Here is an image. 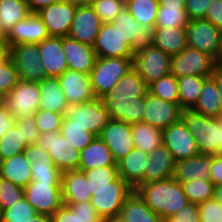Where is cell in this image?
<instances>
[{
    "mask_svg": "<svg viewBox=\"0 0 222 222\" xmlns=\"http://www.w3.org/2000/svg\"><path fill=\"white\" fill-rule=\"evenodd\" d=\"M148 84L134 69L122 76L102 98L111 119L134 124L143 121Z\"/></svg>",
    "mask_w": 222,
    "mask_h": 222,
    "instance_id": "cell-1",
    "label": "cell"
},
{
    "mask_svg": "<svg viewBox=\"0 0 222 222\" xmlns=\"http://www.w3.org/2000/svg\"><path fill=\"white\" fill-rule=\"evenodd\" d=\"M134 190L147 207L163 219L170 218L189 203L181 183L173 177L140 184Z\"/></svg>",
    "mask_w": 222,
    "mask_h": 222,
    "instance_id": "cell-2",
    "label": "cell"
},
{
    "mask_svg": "<svg viewBox=\"0 0 222 222\" xmlns=\"http://www.w3.org/2000/svg\"><path fill=\"white\" fill-rule=\"evenodd\" d=\"M182 120L195 137L200 153L222 154V121L192 109L182 111Z\"/></svg>",
    "mask_w": 222,
    "mask_h": 222,
    "instance_id": "cell-3",
    "label": "cell"
},
{
    "mask_svg": "<svg viewBox=\"0 0 222 222\" xmlns=\"http://www.w3.org/2000/svg\"><path fill=\"white\" fill-rule=\"evenodd\" d=\"M132 68L133 58L97 57L89 74L96 97L102 99Z\"/></svg>",
    "mask_w": 222,
    "mask_h": 222,
    "instance_id": "cell-4",
    "label": "cell"
},
{
    "mask_svg": "<svg viewBox=\"0 0 222 222\" xmlns=\"http://www.w3.org/2000/svg\"><path fill=\"white\" fill-rule=\"evenodd\" d=\"M64 117L70 123L78 124L96 136L100 135L111 120L103 100L99 98L84 104H68Z\"/></svg>",
    "mask_w": 222,
    "mask_h": 222,
    "instance_id": "cell-5",
    "label": "cell"
},
{
    "mask_svg": "<svg viewBox=\"0 0 222 222\" xmlns=\"http://www.w3.org/2000/svg\"><path fill=\"white\" fill-rule=\"evenodd\" d=\"M8 48V56L16 66L20 80L40 82L47 77L46 68L41 63L38 43H20Z\"/></svg>",
    "mask_w": 222,
    "mask_h": 222,
    "instance_id": "cell-6",
    "label": "cell"
},
{
    "mask_svg": "<svg viewBox=\"0 0 222 222\" xmlns=\"http://www.w3.org/2000/svg\"><path fill=\"white\" fill-rule=\"evenodd\" d=\"M36 144L50 154L55 166L62 173L78 170L80 151L60 131L42 133Z\"/></svg>",
    "mask_w": 222,
    "mask_h": 222,
    "instance_id": "cell-7",
    "label": "cell"
},
{
    "mask_svg": "<svg viewBox=\"0 0 222 222\" xmlns=\"http://www.w3.org/2000/svg\"><path fill=\"white\" fill-rule=\"evenodd\" d=\"M216 67L213 57L189 46L171 57V74L177 78L189 75L210 77Z\"/></svg>",
    "mask_w": 222,
    "mask_h": 222,
    "instance_id": "cell-8",
    "label": "cell"
},
{
    "mask_svg": "<svg viewBox=\"0 0 222 222\" xmlns=\"http://www.w3.org/2000/svg\"><path fill=\"white\" fill-rule=\"evenodd\" d=\"M39 82L19 80L17 85L4 96L3 104L16 118L34 116L39 110Z\"/></svg>",
    "mask_w": 222,
    "mask_h": 222,
    "instance_id": "cell-9",
    "label": "cell"
},
{
    "mask_svg": "<svg viewBox=\"0 0 222 222\" xmlns=\"http://www.w3.org/2000/svg\"><path fill=\"white\" fill-rule=\"evenodd\" d=\"M171 57L152 45L133 56V68L149 85L171 74Z\"/></svg>",
    "mask_w": 222,
    "mask_h": 222,
    "instance_id": "cell-10",
    "label": "cell"
},
{
    "mask_svg": "<svg viewBox=\"0 0 222 222\" xmlns=\"http://www.w3.org/2000/svg\"><path fill=\"white\" fill-rule=\"evenodd\" d=\"M188 46L218 58L222 30L205 19H192L186 25Z\"/></svg>",
    "mask_w": 222,
    "mask_h": 222,
    "instance_id": "cell-11",
    "label": "cell"
},
{
    "mask_svg": "<svg viewBox=\"0 0 222 222\" xmlns=\"http://www.w3.org/2000/svg\"><path fill=\"white\" fill-rule=\"evenodd\" d=\"M24 198L37 214L52 216L64 205L61 185L44 182L31 181L24 188Z\"/></svg>",
    "mask_w": 222,
    "mask_h": 222,
    "instance_id": "cell-12",
    "label": "cell"
},
{
    "mask_svg": "<svg viewBox=\"0 0 222 222\" xmlns=\"http://www.w3.org/2000/svg\"><path fill=\"white\" fill-rule=\"evenodd\" d=\"M134 189L120 176L113 181V186L98 190L91 198V205L103 218L118 216L125 199Z\"/></svg>",
    "mask_w": 222,
    "mask_h": 222,
    "instance_id": "cell-13",
    "label": "cell"
},
{
    "mask_svg": "<svg viewBox=\"0 0 222 222\" xmlns=\"http://www.w3.org/2000/svg\"><path fill=\"white\" fill-rule=\"evenodd\" d=\"M77 6L70 0H59L37 12L50 37H65L73 22Z\"/></svg>",
    "mask_w": 222,
    "mask_h": 222,
    "instance_id": "cell-14",
    "label": "cell"
},
{
    "mask_svg": "<svg viewBox=\"0 0 222 222\" xmlns=\"http://www.w3.org/2000/svg\"><path fill=\"white\" fill-rule=\"evenodd\" d=\"M110 23L131 47L133 55L153 45L152 30L140 25L126 8Z\"/></svg>",
    "mask_w": 222,
    "mask_h": 222,
    "instance_id": "cell-15",
    "label": "cell"
},
{
    "mask_svg": "<svg viewBox=\"0 0 222 222\" xmlns=\"http://www.w3.org/2000/svg\"><path fill=\"white\" fill-rule=\"evenodd\" d=\"M163 144L169 149L176 162L200 153L195 137L182 119L163 129Z\"/></svg>",
    "mask_w": 222,
    "mask_h": 222,
    "instance_id": "cell-16",
    "label": "cell"
},
{
    "mask_svg": "<svg viewBox=\"0 0 222 222\" xmlns=\"http://www.w3.org/2000/svg\"><path fill=\"white\" fill-rule=\"evenodd\" d=\"M143 111V122L163 130L182 119L183 109L179 103L162 100L148 92Z\"/></svg>",
    "mask_w": 222,
    "mask_h": 222,
    "instance_id": "cell-17",
    "label": "cell"
},
{
    "mask_svg": "<svg viewBox=\"0 0 222 222\" xmlns=\"http://www.w3.org/2000/svg\"><path fill=\"white\" fill-rule=\"evenodd\" d=\"M23 154L31 163L32 181L61 185L63 173L55 166L48 152L33 143L26 147Z\"/></svg>",
    "mask_w": 222,
    "mask_h": 222,
    "instance_id": "cell-18",
    "label": "cell"
},
{
    "mask_svg": "<svg viewBox=\"0 0 222 222\" xmlns=\"http://www.w3.org/2000/svg\"><path fill=\"white\" fill-rule=\"evenodd\" d=\"M99 137L108 146L116 163L135 148L132 137V124L124 121L111 119L103 128Z\"/></svg>",
    "mask_w": 222,
    "mask_h": 222,
    "instance_id": "cell-19",
    "label": "cell"
},
{
    "mask_svg": "<svg viewBox=\"0 0 222 222\" xmlns=\"http://www.w3.org/2000/svg\"><path fill=\"white\" fill-rule=\"evenodd\" d=\"M58 80L68 104H84L97 99L88 74L67 69Z\"/></svg>",
    "mask_w": 222,
    "mask_h": 222,
    "instance_id": "cell-20",
    "label": "cell"
},
{
    "mask_svg": "<svg viewBox=\"0 0 222 222\" xmlns=\"http://www.w3.org/2000/svg\"><path fill=\"white\" fill-rule=\"evenodd\" d=\"M102 24L91 5L77 6L68 36L93 47Z\"/></svg>",
    "mask_w": 222,
    "mask_h": 222,
    "instance_id": "cell-21",
    "label": "cell"
},
{
    "mask_svg": "<svg viewBox=\"0 0 222 222\" xmlns=\"http://www.w3.org/2000/svg\"><path fill=\"white\" fill-rule=\"evenodd\" d=\"M93 49L97 57L133 58L134 56L131 47L110 22L102 24Z\"/></svg>",
    "mask_w": 222,
    "mask_h": 222,
    "instance_id": "cell-22",
    "label": "cell"
},
{
    "mask_svg": "<svg viewBox=\"0 0 222 222\" xmlns=\"http://www.w3.org/2000/svg\"><path fill=\"white\" fill-rule=\"evenodd\" d=\"M47 28L37 13H30L25 19L17 22L6 34L8 46L20 43H40L49 38Z\"/></svg>",
    "mask_w": 222,
    "mask_h": 222,
    "instance_id": "cell-23",
    "label": "cell"
},
{
    "mask_svg": "<svg viewBox=\"0 0 222 222\" xmlns=\"http://www.w3.org/2000/svg\"><path fill=\"white\" fill-rule=\"evenodd\" d=\"M62 47L68 64V69L90 74L97 55L92 46L81 43L70 36L62 37Z\"/></svg>",
    "mask_w": 222,
    "mask_h": 222,
    "instance_id": "cell-24",
    "label": "cell"
},
{
    "mask_svg": "<svg viewBox=\"0 0 222 222\" xmlns=\"http://www.w3.org/2000/svg\"><path fill=\"white\" fill-rule=\"evenodd\" d=\"M40 59L47 77H59L68 64L62 47V37H49L39 43Z\"/></svg>",
    "mask_w": 222,
    "mask_h": 222,
    "instance_id": "cell-25",
    "label": "cell"
},
{
    "mask_svg": "<svg viewBox=\"0 0 222 222\" xmlns=\"http://www.w3.org/2000/svg\"><path fill=\"white\" fill-rule=\"evenodd\" d=\"M176 161L169 149L161 144L148 157L144 168V184L173 177Z\"/></svg>",
    "mask_w": 222,
    "mask_h": 222,
    "instance_id": "cell-26",
    "label": "cell"
},
{
    "mask_svg": "<svg viewBox=\"0 0 222 222\" xmlns=\"http://www.w3.org/2000/svg\"><path fill=\"white\" fill-rule=\"evenodd\" d=\"M61 188L64 204L91 202L92 195L83 171L63 172Z\"/></svg>",
    "mask_w": 222,
    "mask_h": 222,
    "instance_id": "cell-27",
    "label": "cell"
},
{
    "mask_svg": "<svg viewBox=\"0 0 222 222\" xmlns=\"http://www.w3.org/2000/svg\"><path fill=\"white\" fill-rule=\"evenodd\" d=\"M211 155L199 153L192 158L177 161L173 178L182 183L196 179L210 180Z\"/></svg>",
    "mask_w": 222,
    "mask_h": 222,
    "instance_id": "cell-28",
    "label": "cell"
},
{
    "mask_svg": "<svg viewBox=\"0 0 222 222\" xmlns=\"http://www.w3.org/2000/svg\"><path fill=\"white\" fill-rule=\"evenodd\" d=\"M148 157L147 153L134 148L116 163L119 176L133 189L144 184V168L147 166Z\"/></svg>",
    "mask_w": 222,
    "mask_h": 222,
    "instance_id": "cell-29",
    "label": "cell"
},
{
    "mask_svg": "<svg viewBox=\"0 0 222 222\" xmlns=\"http://www.w3.org/2000/svg\"><path fill=\"white\" fill-rule=\"evenodd\" d=\"M103 166H117V164L108 146L99 136H96L88 146L80 151L78 170Z\"/></svg>",
    "mask_w": 222,
    "mask_h": 222,
    "instance_id": "cell-30",
    "label": "cell"
},
{
    "mask_svg": "<svg viewBox=\"0 0 222 222\" xmlns=\"http://www.w3.org/2000/svg\"><path fill=\"white\" fill-rule=\"evenodd\" d=\"M153 45L169 55L179 54L188 46L185 27H163L152 30Z\"/></svg>",
    "mask_w": 222,
    "mask_h": 222,
    "instance_id": "cell-31",
    "label": "cell"
},
{
    "mask_svg": "<svg viewBox=\"0 0 222 222\" xmlns=\"http://www.w3.org/2000/svg\"><path fill=\"white\" fill-rule=\"evenodd\" d=\"M39 109L65 114L68 102L60 87L58 77H46L39 82Z\"/></svg>",
    "mask_w": 222,
    "mask_h": 222,
    "instance_id": "cell-32",
    "label": "cell"
},
{
    "mask_svg": "<svg viewBox=\"0 0 222 222\" xmlns=\"http://www.w3.org/2000/svg\"><path fill=\"white\" fill-rule=\"evenodd\" d=\"M31 163L23 153L0 161V177L13 184L25 188L31 181Z\"/></svg>",
    "mask_w": 222,
    "mask_h": 222,
    "instance_id": "cell-33",
    "label": "cell"
},
{
    "mask_svg": "<svg viewBox=\"0 0 222 222\" xmlns=\"http://www.w3.org/2000/svg\"><path fill=\"white\" fill-rule=\"evenodd\" d=\"M120 216L125 222H163V218L149 209L135 190L125 199Z\"/></svg>",
    "mask_w": 222,
    "mask_h": 222,
    "instance_id": "cell-34",
    "label": "cell"
},
{
    "mask_svg": "<svg viewBox=\"0 0 222 222\" xmlns=\"http://www.w3.org/2000/svg\"><path fill=\"white\" fill-rule=\"evenodd\" d=\"M192 110L209 117L219 118L222 111V99L211 76L205 79L198 101Z\"/></svg>",
    "mask_w": 222,
    "mask_h": 222,
    "instance_id": "cell-35",
    "label": "cell"
},
{
    "mask_svg": "<svg viewBox=\"0 0 222 222\" xmlns=\"http://www.w3.org/2000/svg\"><path fill=\"white\" fill-rule=\"evenodd\" d=\"M52 222H101L91 202L64 204L51 216Z\"/></svg>",
    "mask_w": 222,
    "mask_h": 222,
    "instance_id": "cell-36",
    "label": "cell"
},
{
    "mask_svg": "<svg viewBox=\"0 0 222 222\" xmlns=\"http://www.w3.org/2000/svg\"><path fill=\"white\" fill-rule=\"evenodd\" d=\"M132 137L135 148L148 155L163 144V130L143 121L132 124Z\"/></svg>",
    "mask_w": 222,
    "mask_h": 222,
    "instance_id": "cell-37",
    "label": "cell"
},
{
    "mask_svg": "<svg viewBox=\"0 0 222 222\" xmlns=\"http://www.w3.org/2000/svg\"><path fill=\"white\" fill-rule=\"evenodd\" d=\"M206 78L207 77L195 75L177 78L178 103L183 110L192 109L195 106Z\"/></svg>",
    "mask_w": 222,
    "mask_h": 222,
    "instance_id": "cell-38",
    "label": "cell"
},
{
    "mask_svg": "<svg viewBox=\"0 0 222 222\" xmlns=\"http://www.w3.org/2000/svg\"><path fill=\"white\" fill-rule=\"evenodd\" d=\"M125 8L140 25L150 30L154 29L159 8L158 0H125Z\"/></svg>",
    "mask_w": 222,
    "mask_h": 222,
    "instance_id": "cell-39",
    "label": "cell"
},
{
    "mask_svg": "<svg viewBox=\"0 0 222 222\" xmlns=\"http://www.w3.org/2000/svg\"><path fill=\"white\" fill-rule=\"evenodd\" d=\"M24 0H0V26L5 34L20 20L29 14Z\"/></svg>",
    "mask_w": 222,
    "mask_h": 222,
    "instance_id": "cell-40",
    "label": "cell"
},
{
    "mask_svg": "<svg viewBox=\"0 0 222 222\" xmlns=\"http://www.w3.org/2000/svg\"><path fill=\"white\" fill-rule=\"evenodd\" d=\"M29 143L26 141L23 129L14 122L10 129L0 139V161L23 153Z\"/></svg>",
    "mask_w": 222,
    "mask_h": 222,
    "instance_id": "cell-41",
    "label": "cell"
},
{
    "mask_svg": "<svg viewBox=\"0 0 222 222\" xmlns=\"http://www.w3.org/2000/svg\"><path fill=\"white\" fill-rule=\"evenodd\" d=\"M83 171L88 183L90 194L93 196L98 190L113 186V181L119 177L117 166H103Z\"/></svg>",
    "mask_w": 222,
    "mask_h": 222,
    "instance_id": "cell-42",
    "label": "cell"
},
{
    "mask_svg": "<svg viewBox=\"0 0 222 222\" xmlns=\"http://www.w3.org/2000/svg\"><path fill=\"white\" fill-rule=\"evenodd\" d=\"M188 23L185 7L159 6L154 28L186 27Z\"/></svg>",
    "mask_w": 222,
    "mask_h": 222,
    "instance_id": "cell-43",
    "label": "cell"
},
{
    "mask_svg": "<svg viewBox=\"0 0 222 222\" xmlns=\"http://www.w3.org/2000/svg\"><path fill=\"white\" fill-rule=\"evenodd\" d=\"M60 133L79 151L88 146L96 137V135L87 131L86 128L70 123L65 117L62 120Z\"/></svg>",
    "mask_w": 222,
    "mask_h": 222,
    "instance_id": "cell-44",
    "label": "cell"
},
{
    "mask_svg": "<svg viewBox=\"0 0 222 222\" xmlns=\"http://www.w3.org/2000/svg\"><path fill=\"white\" fill-rule=\"evenodd\" d=\"M148 92L162 100L178 103V80L173 74L161 77L148 85Z\"/></svg>",
    "mask_w": 222,
    "mask_h": 222,
    "instance_id": "cell-45",
    "label": "cell"
},
{
    "mask_svg": "<svg viewBox=\"0 0 222 222\" xmlns=\"http://www.w3.org/2000/svg\"><path fill=\"white\" fill-rule=\"evenodd\" d=\"M181 185L185 196L191 203L200 204L214 197L215 186L211 180L196 179Z\"/></svg>",
    "mask_w": 222,
    "mask_h": 222,
    "instance_id": "cell-46",
    "label": "cell"
},
{
    "mask_svg": "<svg viewBox=\"0 0 222 222\" xmlns=\"http://www.w3.org/2000/svg\"><path fill=\"white\" fill-rule=\"evenodd\" d=\"M19 74L12 59L7 56L0 61V93L7 95L19 82Z\"/></svg>",
    "mask_w": 222,
    "mask_h": 222,
    "instance_id": "cell-47",
    "label": "cell"
},
{
    "mask_svg": "<svg viewBox=\"0 0 222 222\" xmlns=\"http://www.w3.org/2000/svg\"><path fill=\"white\" fill-rule=\"evenodd\" d=\"M36 214L35 209L23 198L10 208L2 210L1 221L27 222Z\"/></svg>",
    "mask_w": 222,
    "mask_h": 222,
    "instance_id": "cell-48",
    "label": "cell"
},
{
    "mask_svg": "<svg viewBox=\"0 0 222 222\" xmlns=\"http://www.w3.org/2000/svg\"><path fill=\"white\" fill-rule=\"evenodd\" d=\"M91 6L103 23H109L125 9V0H93Z\"/></svg>",
    "mask_w": 222,
    "mask_h": 222,
    "instance_id": "cell-49",
    "label": "cell"
},
{
    "mask_svg": "<svg viewBox=\"0 0 222 222\" xmlns=\"http://www.w3.org/2000/svg\"><path fill=\"white\" fill-rule=\"evenodd\" d=\"M24 198V188L17 186L8 179L0 177V207L8 209Z\"/></svg>",
    "mask_w": 222,
    "mask_h": 222,
    "instance_id": "cell-50",
    "label": "cell"
},
{
    "mask_svg": "<svg viewBox=\"0 0 222 222\" xmlns=\"http://www.w3.org/2000/svg\"><path fill=\"white\" fill-rule=\"evenodd\" d=\"M34 117L35 123L42 134L60 131L64 114L39 109Z\"/></svg>",
    "mask_w": 222,
    "mask_h": 222,
    "instance_id": "cell-51",
    "label": "cell"
},
{
    "mask_svg": "<svg viewBox=\"0 0 222 222\" xmlns=\"http://www.w3.org/2000/svg\"><path fill=\"white\" fill-rule=\"evenodd\" d=\"M200 222H222V203L214 197L198 204Z\"/></svg>",
    "mask_w": 222,
    "mask_h": 222,
    "instance_id": "cell-52",
    "label": "cell"
},
{
    "mask_svg": "<svg viewBox=\"0 0 222 222\" xmlns=\"http://www.w3.org/2000/svg\"><path fill=\"white\" fill-rule=\"evenodd\" d=\"M15 123L23 129L24 137L29 144L37 143L41 132L35 123L34 116H25L15 119Z\"/></svg>",
    "mask_w": 222,
    "mask_h": 222,
    "instance_id": "cell-53",
    "label": "cell"
},
{
    "mask_svg": "<svg viewBox=\"0 0 222 222\" xmlns=\"http://www.w3.org/2000/svg\"><path fill=\"white\" fill-rule=\"evenodd\" d=\"M211 1L212 0H186L185 12L189 20L204 19Z\"/></svg>",
    "mask_w": 222,
    "mask_h": 222,
    "instance_id": "cell-54",
    "label": "cell"
},
{
    "mask_svg": "<svg viewBox=\"0 0 222 222\" xmlns=\"http://www.w3.org/2000/svg\"><path fill=\"white\" fill-rule=\"evenodd\" d=\"M168 220L170 222H200L198 204L189 202Z\"/></svg>",
    "mask_w": 222,
    "mask_h": 222,
    "instance_id": "cell-55",
    "label": "cell"
},
{
    "mask_svg": "<svg viewBox=\"0 0 222 222\" xmlns=\"http://www.w3.org/2000/svg\"><path fill=\"white\" fill-rule=\"evenodd\" d=\"M204 19L222 30V0L211 1Z\"/></svg>",
    "mask_w": 222,
    "mask_h": 222,
    "instance_id": "cell-56",
    "label": "cell"
},
{
    "mask_svg": "<svg viewBox=\"0 0 222 222\" xmlns=\"http://www.w3.org/2000/svg\"><path fill=\"white\" fill-rule=\"evenodd\" d=\"M210 180L214 186L222 184V154L211 155Z\"/></svg>",
    "mask_w": 222,
    "mask_h": 222,
    "instance_id": "cell-57",
    "label": "cell"
},
{
    "mask_svg": "<svg viewBox=\"0 0 222 222\" xmlns=\"http://www.w3.org/2000/svg\"><path fill=\"white\" fill-rule=\"evenodd\" d=\"M15 117L11 115L4 104L0 105V139L14 124Z\"/></svg>",
    "mask_w": 222,
    "mask_h": 222,
    "instance_id": "cell-58",
    "label": "cell"
},
{
    "mask_svg": "<svg viewBox=\"0 0 222 222\" xmlns=\"http://www.w3.org/2000/svg\"><path fill=\"white\" fill-rule=\"evenodd\" d=\"M31 13H37L44 7L50 6L59 0H24Z\"/></svg>",
    "mask_w": 222,
    "mask_h": 222,
    "instance_id": "cell-59",
    "label": "cell"
},
{
    "mask_svg": "<svg viewBox=\"0 0 222 222\" xmlns=\"http://www.w3.org/2000/svg\"><path fill=\"white\" fill-rule=\"evenodd\" d=\"M211 77L214 79V81L217 85L219 94H220L221 99H222V68L217 66L214 69V71L212 72Z\"/></svg>",
    "mask_w": 222,
    "mask_h": 222,
    "instance_id": "cell-60",
    "label": "cell"
},
{
    "mask_svg": "<svg viewBox=\"0 0 222 222\" xmlns=\"http://www.w3.org/2000/svg\"><path fill=\"white\" fill-rule=\"evenodd\" d=\"M186 0H158L159 6L185 7Z\"/></svg>",
    "mask_w": 222,
    "mask_h": 222,
    "instance_id": "cell-61",
    "label": "cell"
},
{
    "mask_svg": "<svg viewBox=\"0 0 222 222\" xmlns=\"http://www.w3.org/2000/svg\"><path fill=\"white\" fill-rule=\"evenodd\" d=\"M9 54L6 39H0V61L4 60Z\"/></svg>",
    "mask_w": 222,
    "mask_h": 222,
    "instance_id": "cell-62",
    "label": "cell"
},
{
    "mask_svg": "<svg viewBox=\"0 0 222 222\" xmlns=\"http://www.w3.org/2000/svg\"><path fill=\"white\" fill-rule=\"evenodd\" d=\"M27 222H52V219L49 215L36 214Z\"/></svg>",
    "mask_w": 222,
    "mask_h": 222,
    "instance_id": "cell-63",
    "label": "cell"
},
{
    "mask_svg": "<svg viewBox=\"0 0 222 222\" xmlns=\"http://www.w3.org/2000/svg\"><path fill=\"white\" fill-rule=\"evenodd\" d=\"M214 198L222 203V184L221 185H218V186H215V189H214Z\"/></svg>",
    "mask_w": 222,
    "mask_h": 222,
    "instance_id": "cell-64",
    "label": "cell"
},
{
    "mask_svg": "<svg viewBox=\"0 0 222 222\" xmlns=\"http://www.w3.org/2000/svg\"><path fill=\"white\" fill-rule=\"evenodd\" d=\"M76 6L92 5L93 0H70Z\"/></svg>",
    "mask_w": 222,
    "mask_h": 222,
    "instance_id": "cell-65",
    "label": "cell"
},
{
    "mask_svg": "<svg viewBox=\"0 0 222 222\" xmlns=\"http://www.w3.org/2000/svg\"><path fill=\"white\" fill-rule=\"evenodd\" d=\"M101 222H125V221L120 215H118V216L103 218Z\"/></svg>",
    "mask_w": 222,
    "mask_h": 222,
    "instance_id": "cell-66",
    "label": "cell"
},
{
    "mask_svg": "<svg viewBox=\"0 0 222 222\" xmlns=\"http://www.w3.org/2000/svg\"><path fill=\"white\" fill-rule=\"evenodd\" d=\"M216 65L218 67L222 68V41H221V44H220V49H219V53H218V58L216 60Z\"/></svg>",
    "mask_w": 222,
    "mask_h": 222,
    "instance_id": "cell-67",
    "label": "cell"
},
{
    "mask_svg": "<svg viewBox=\"0 0 222 222\" xmlns=\"http://www.w3.org/2000/svg\"><path fill=\"white\" fill-rule=\"evenodd\" d=\"M0 39H6V34L2 30L1 26H0Z\"/></svg>",
    "mask_w": 222,
    "mask_h": 222,
    "instance_id": "cell-68",
    "label": "cell"
},
{
    "mask_svg": "<svg viewBox=\"0 0 222 222\" xmlns=\"http://www.w3.org/2000/svg\"><path fill=\"white\" fill-rule=\"evenodd\" d=\"M3 101H4V95H2V94L0 93V105L3 104Z\"/></svg>",
    "mask_w": 222,
    "mask_h": 222,
    "instance_id": "cell-69",
    "label": "cell"
},
{
    "mask_svg": "<svg viewBox=\"0 0 222 222\" xmlns=\"http://www.w3.org/2000/svg\"><path fill=\"white\" fill-rule=\"evenodd\" d=\"M2 220V210H1V207H0V221Z\"/></svg>",
    "mask_w": 222,
    "mask_h": 222,
    "instance_id": "cell-70",
    "label": "cell"
},
{
    "mask_svg": "<svg viewBox=\"0 0 222 222\" xmlns=\"http://www.w3.org/2000/svg\"><path fill=\"white\" fill-rule=\"evenodd\" d=\"M219 119L222 121V111H221V114L219 116Z\"/></svg>",
    "mask_w": 222,
    "mask_h": 222,
    "instance_id": "cell-71",
    "label": "cell"
},
{
    "mask_svg": "<svg viewBox=\"0 0 222 222\" xmlns=\"http://www.w3.org/2000/svg\"><path fill=\"white\" fill-rule=\"evenodd\" d=\"M163 222H170L168 219H163Z\"/></svg>",
    "mask_w": 222,
    "mask_h": 222,
    "instance_id": "cell-72",
    "label": "cell"
}]
</instances>
